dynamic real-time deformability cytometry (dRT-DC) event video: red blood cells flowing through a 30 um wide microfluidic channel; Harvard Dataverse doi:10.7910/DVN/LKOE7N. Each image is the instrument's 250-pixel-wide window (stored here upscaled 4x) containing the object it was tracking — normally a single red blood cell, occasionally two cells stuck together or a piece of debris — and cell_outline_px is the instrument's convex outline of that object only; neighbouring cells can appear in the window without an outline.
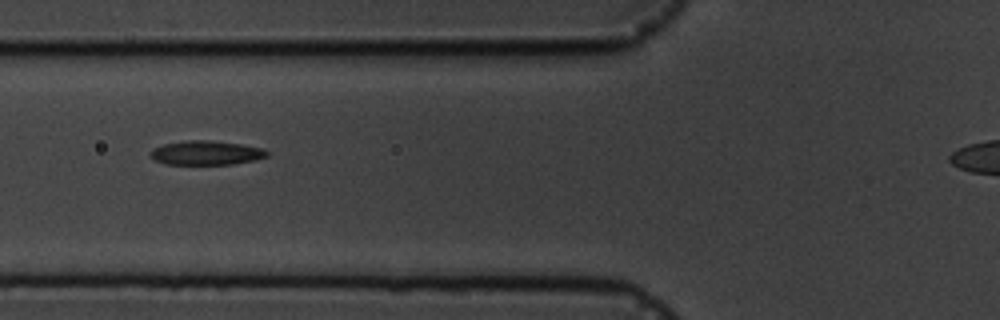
{"species": "common noctule bat (a hibernating species)", "species_latin": "Nyctalus noctula", "temperature_condition": "cold", "stored_images_in_passage": 5, "camera_frame_rate_fps": 3000, "um_per_image_px": 0.085, "animal": {"sex": "male", "body_mass_g": 19.5, "forearm_length_mm": 54.6}, "frame": {"image": 1, "passage_image": 4, "time_ms": 3.333, "image_size_px": [1000, 320], "cell_outline_px": [[268, 156], [256, 160], [232, 164], [164, 164], [156, 160], [148, 152], [152, 148], [164, 144], [188, 140], [208, 140], [240, 144], [264, 148], [268, 152]], "centroid_in_image_um": [17.53, 12.99], "position_along_channel_um": 108.3, "area_um2": 16.42}}
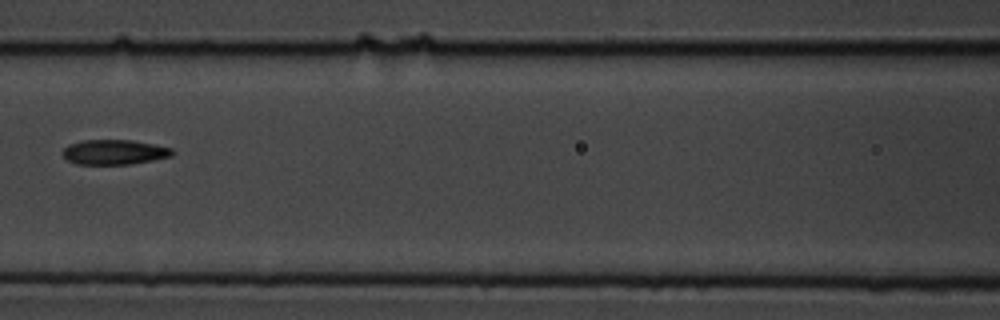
{"frame": {"image": 2, "passage_image": 5, "time_ms": 4.667, "image_size_px": [1000, 320], "cell_outline_px": [[176, 152], [172, 156], [132, 164], [76, 164], [68, 160], [60, 152], [68, 144], [84, 140], [132, 140], [172, 148]], "centroid_in_image_um": [9.71, 12.93], "position_along_channel_um": 156.9, "area_um2": 15.95}}